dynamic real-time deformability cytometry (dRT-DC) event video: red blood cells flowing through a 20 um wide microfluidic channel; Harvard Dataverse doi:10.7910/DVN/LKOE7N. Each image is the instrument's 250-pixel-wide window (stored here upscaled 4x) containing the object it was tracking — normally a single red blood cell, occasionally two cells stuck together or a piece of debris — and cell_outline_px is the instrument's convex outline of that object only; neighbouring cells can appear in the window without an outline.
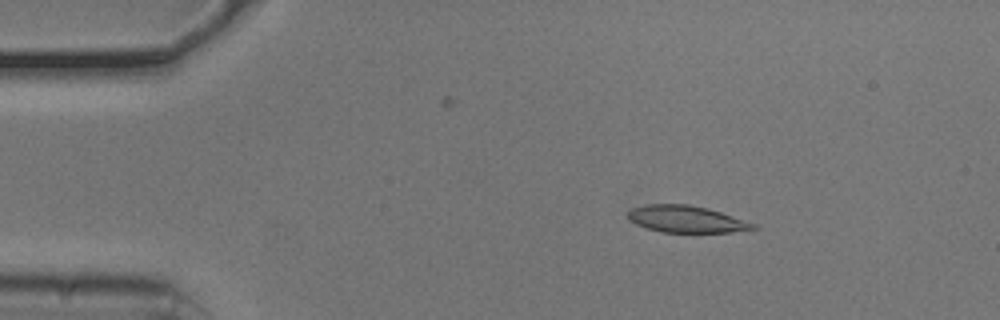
{"species": "common noctule bat (a hibernating species)", "species_latin": "Nyctalus noctula", "temperature_condition": "cold", "stored_images_in_passage": 52, "camera_frame_rate_fps": 3000, "um_per_image_px": 0.085, "animal": {"sex": "male", "body_mass_g": 20.5, "forearm_length_mm": 52.5}, "frame": {"image": 1, "passage_image": 8, "time_ms": 2.333, "image_size_px": [1000, 320], "cell_outline_px": [[760, 228], [732, 232], [660, 232], [636, 224], [628, 220], [628, 212], [632, 208], [648, 204], [688, 204], [708, 208], [756, 224]], "centroid_in_image_um": [58.33, 18.62], "position_along_channel_um": 26.7, "area_um2": 19.54}}
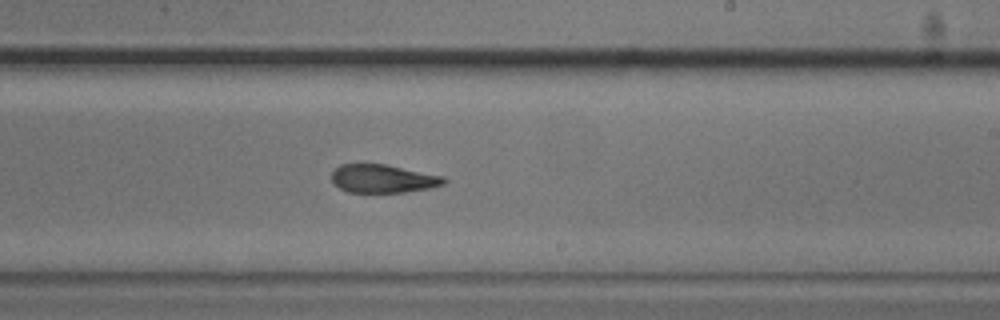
{"frame": {"image": 2, "passage_image": 31, "time_ms": 10.0, "image_size_px": [1000, 320], "cell_outline_px": [[448, 180], [444, 184], [428, 188], [404, 192], [348, 192], [340, 188], [332, 180], [332, 172], [340, 164], [388, 164], [444, 176]], "centroid_in_image_um": [32.58, 15.17], "position_along_channel_um": 256.4, "area_um2": 18.5}}
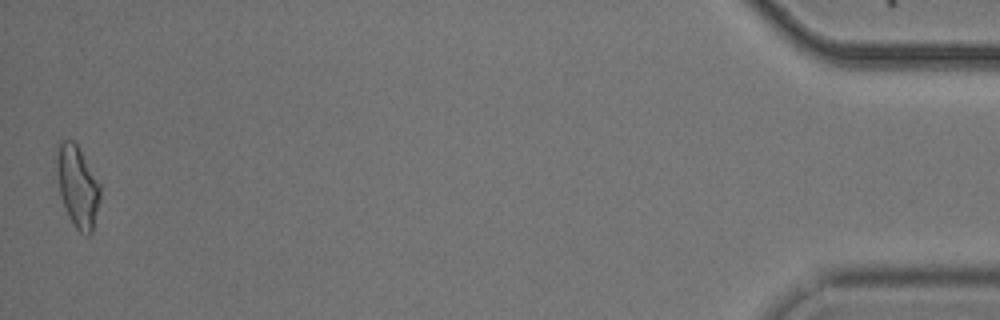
{"frame": {"image": 3, "passage_image": 52, "time_ms": 17.0, "image_size_px": [1000, 320], "cell_outline_px": [[100, 200], [92, 232], [88, 236], [84, 236], [76, 228], [68, 216], [60, 196], [56, 168], [56, 152], [60, 140], [72, 140], [76, 144], [100, 184]], "centroid_in_image_um": [6.58, 15.87], "position_along_channel_um": 428.6, "area_um2": 20.58}, "authors_computed_cell_mechanics": {"area_um2": 19.941, "velocity_mm_per_s": 3.7868, "shape_relaxation_time_tau1_ms": 4.1743, "shape_relaxation_time_tau2_ms": 3.3119, "deformation_change_tau1": 0.1429, "deformation_change_tau2": 0.1259}}